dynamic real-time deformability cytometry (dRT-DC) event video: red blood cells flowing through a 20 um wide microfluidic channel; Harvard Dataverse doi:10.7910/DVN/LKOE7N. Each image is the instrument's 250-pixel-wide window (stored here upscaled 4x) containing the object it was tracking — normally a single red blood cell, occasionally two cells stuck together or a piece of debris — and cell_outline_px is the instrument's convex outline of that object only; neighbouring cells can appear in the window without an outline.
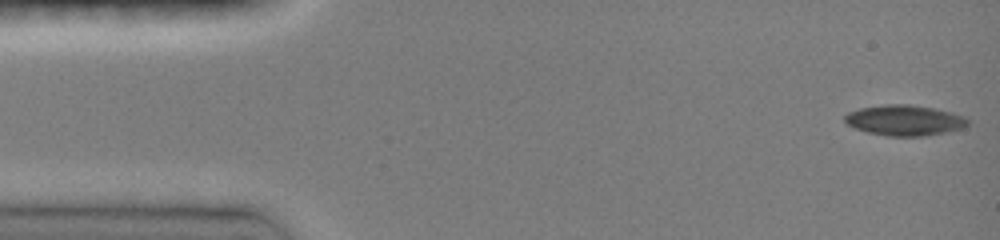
{"species": "common noctule bat (a hibernating species)", "species_latin": "Nyctalus noctula", "temperature_condition": "room temperature", "stored_images_in_passage": 46, "camera_frame_rate_fps": 3000, "um_per_image_px": 0.085, "animal": {"sex": "female", "body_mass_g": 19.0, "forearm_length_mm": 51.5}, "frame": {"image": 1, "passage_image": 1, "time_ms": 0.0, "image_size_px": [1000, 240], "cell_outline_px": [[968, 124], [960, 128], [944, 132], [924, 136], [888, 136], [868, 132], [856, 128], [848, 124], [844, 120], [844, 116], [848, 112], [860, 108], [884, 104], [908, 104], [936, 108], [952, 112], [964, 116], [968, 120]], "centroid_in_image_um": [76.88, 10.21], "position_along_channel_um": 8.1, "area_um2": 21.79}}
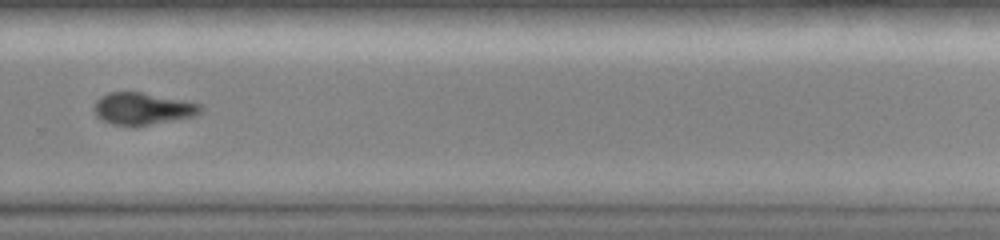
{"frame": {"image": 2, "passage_image": 32, "time_ms": 10.333, "image_size_px": [1000, 240], "cell_outline_px": [[204, 108], [200, 112], [192, 116], [148, 124], [112, 124], [96, 116], [92, 108], [96, 100], [100, 96], [108, 92], [140, 92], [184, 100], [200, 104]], "centroid_in_image_um": [12.08, 9.2], "position_along_channel_um": 317.7, "area_um2": 19.36}}
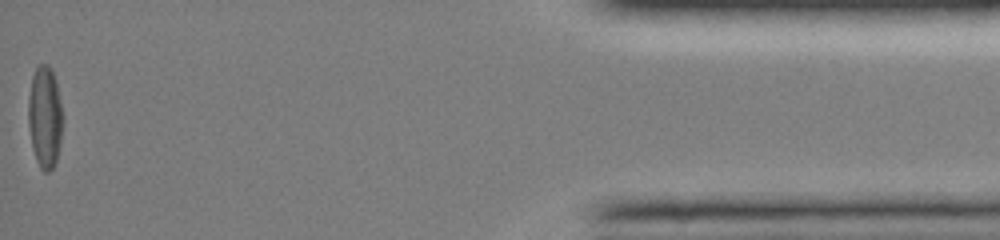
{"frame": {"image": 3, "passage_image": 46, "time_ms": 15.0, "image_size_px": [1000, 240], "cell_outline_px": [[60, 144], [56, 160], [52, 168], [48, 172], [44, 172], [40, 168], [36, 160], [32, 148], [28, 124], [28, 96], [32, 76], [36, 64], [48, 64], [56, 80], [60, 104]], "centroid_in_image_um": [3.76, 9.93], "position_along_channel_um": 431.4, "area_um2": 20.17}, "authors_computed_cell_mechanics": {"area_um2": 21.2704, "velocity_mm_per_s": 4.1112, "shape_relaxation_time_tau1_ms": 7.0511, "shape_relaxation_time_tau2_ms": null, "deformation_change_tau1": 0.188, "deformation_change_tau2": null}}